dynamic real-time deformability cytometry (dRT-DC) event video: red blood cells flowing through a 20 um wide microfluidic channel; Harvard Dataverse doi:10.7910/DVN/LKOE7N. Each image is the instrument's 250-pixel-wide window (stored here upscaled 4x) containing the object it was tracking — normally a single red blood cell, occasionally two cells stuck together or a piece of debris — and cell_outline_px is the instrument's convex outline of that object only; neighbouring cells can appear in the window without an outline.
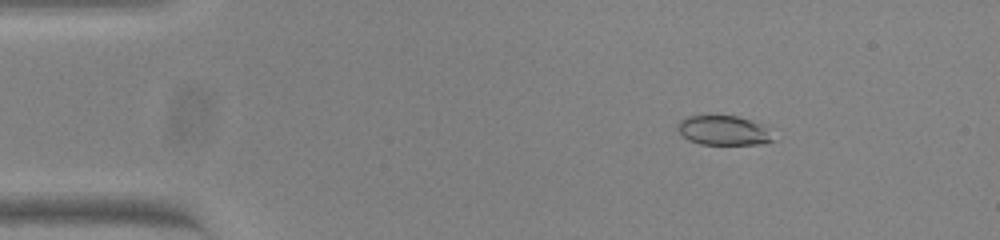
{"species": "common noctule bat (a hibernating species)", "species_latin": "Nyctalus noctula", "temperature_condition": "warm", "stored_images_in_passage": 54, "camera_frame_rate_fps": 3000, "um_per_image_px": 0.085, "animal": {"sex": "female", "body_mass_g": 23.0, "forearm_length_mm": 53.4}, "frame": {"image": 1, "passage_image": 8, "time_ms": 2.333, "image_size_px": [1000, 240], "cell_outline_px": [[776, 140], [764, 144], [700, 144], [688, 140], [676, 128], [676, 124], [680, 120], [688, 116], [736, 116], [752, 120], [760, 124]], "centroid_in_image_um": [61.48, 11.09], "position_along_channel_um": 23.5, "area_um2": 16.3}}
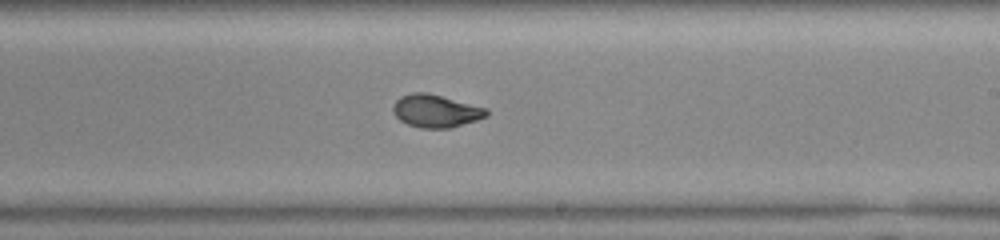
{"frame": {"image": 2, "passage_image": 32, "time_ms": 10.333, "image_size_px": [1000, 240], "cell_outline_px": [[488, 116], [476, 120], [448, 128], [420, 128], [408, 124], [400, 120], [392, 112], [392, 108], [396, 100], [400, 96], [412, 92], [428, 92], [488, 108]], "centroid_in_image_um": [37.03, 9.41], "position_along_channel_um": 252.0, "area_um2": 17.92}}
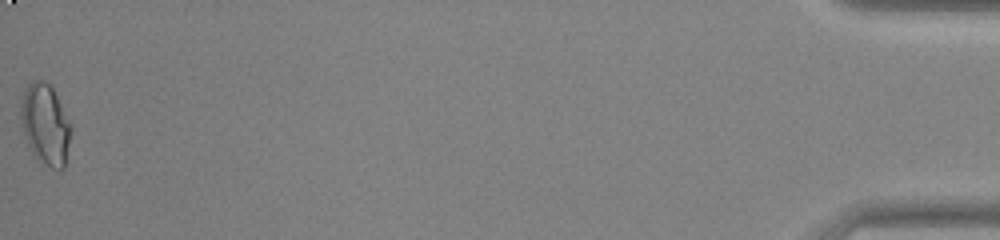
{"frame": {"image": 3, "passage_image": 54, "time_ms": 17.667, "image_size_px": [1000, 240], "cell_outline_px": [[72, 128], [64, 168], [60, 172], [36, 160], [24, 136], [20, 120], [20, 104], [24, 88], [32, 80], [44, 80], [52, 88], [72, 124]], "centroid_in_image_um": [3.84, 10.59], "position_along_channel_um": 431.4, "area_um2": 24.04}, "authors_computed_cell_mechanics": {"area_um2": 17.8602, "velocity_mm_per_s": 3.8287, "shape_relaxation_time_tau1_ms": null, "shape_relaxation_time_tau2_ms": 1.0047, "deformation_change_tau1": null, "deformation_change_tau2": 0.0486}}